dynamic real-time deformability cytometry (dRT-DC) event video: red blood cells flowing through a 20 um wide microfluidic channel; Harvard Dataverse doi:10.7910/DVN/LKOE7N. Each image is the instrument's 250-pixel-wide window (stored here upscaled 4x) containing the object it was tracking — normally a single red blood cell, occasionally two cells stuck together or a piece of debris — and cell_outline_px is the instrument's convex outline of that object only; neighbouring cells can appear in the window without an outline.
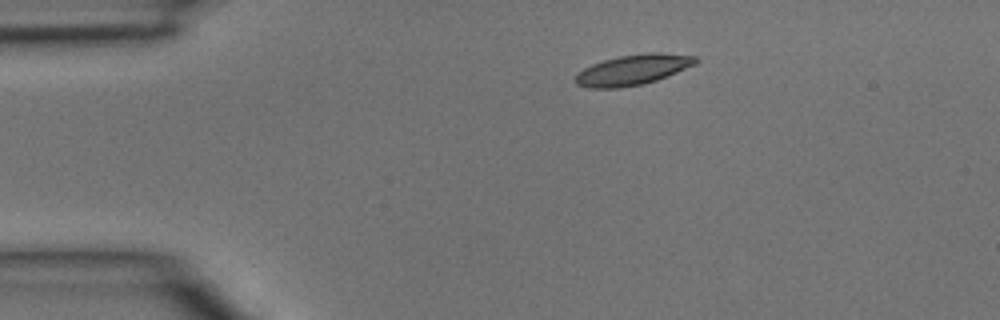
{"species": "common noctule bat (a hibernating species)", "species_latin": "Nyctalus noctula", "temperature_condition": "room temperature", "stored_images_in_passage": 2, "camera_frame_rate_fps": 3000, "um_per_image_px": 0.085, "animal": {"sex": "male", "body_mass_g": 15.6}, "frame": {"image": 1, "passage_image": 1, "time_ms": 0.0, "image_size_px": [1000, 320], "cell_outline_px": [[700, 60], [696, 64], [656, 80], [644, 84], [620, 88], [588, 88], [576, 84], [576, 76], [584, 68], [592, 64], [604, 60], [620, 56], [648, 52], [660, 52], [696, 56]], "centroid_in_image_um": [53.82, 5.93], "position_along_channel_um": 31.2, "area_um2": 21.21}}